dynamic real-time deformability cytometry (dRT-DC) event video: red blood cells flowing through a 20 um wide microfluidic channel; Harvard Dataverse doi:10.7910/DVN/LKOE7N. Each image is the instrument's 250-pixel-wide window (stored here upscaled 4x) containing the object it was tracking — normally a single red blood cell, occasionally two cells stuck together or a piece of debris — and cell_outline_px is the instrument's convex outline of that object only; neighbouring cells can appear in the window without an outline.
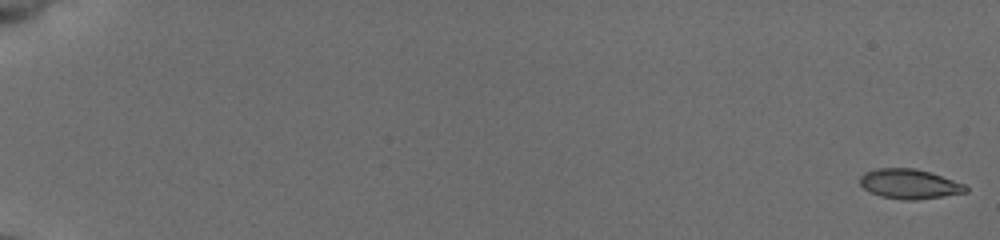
{"species": "common noctule bat (a hibernating species)", "species_latin": "Nyctalus noctula", "temperature_condition": "cold", "stored_images_in_passage": 55, "camera_frame_rate_fps": 3000, "um_per_image_px": 0.085, "animal": {"sex": "female", "body_mass_g": 19.5, "forearm_length_mm": 54.1}, "frame": {"image": 1, "passage_image": 1, "time_ms": 0.0, "image_size_px": [1000, 240], "cell_outline_px": [[968, 192], [916, 200], [900, 200], [880, 196], [868, 192], [860, 184], [860, 176], [864, 172], [876, 168], [916, 168], [964, 184], [968, 188]], "centroid_in_image_um": [77.25, 15.64], "position_along_channel_um": 7.8, "area_um2": 18.32}}
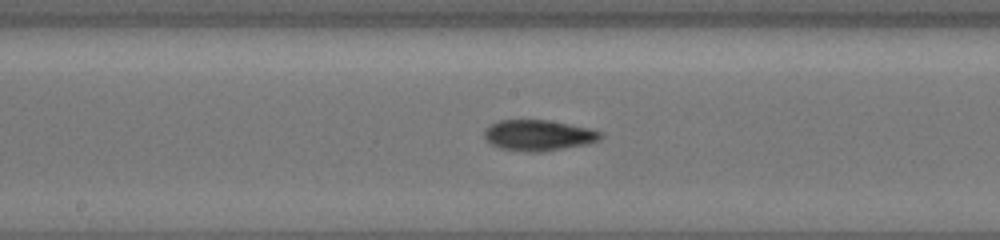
{"frame": {"image": 2, "passage_image": 32, "time_ms": 10.333, "image_size_px": [1000, 240], "cell_outline_px": [[604, 136], [600, 140], [588, 144], [540, 152], [528, 152], [500, 148], [484, 140], [484, 128], [488, 124], [500, 120], [548, 120], [592, 128], [604, 132]], "centroid_in_image_um": [45.79, 11.49], "position_along_channel_um": 202.4, "area_um2": 21.27}}
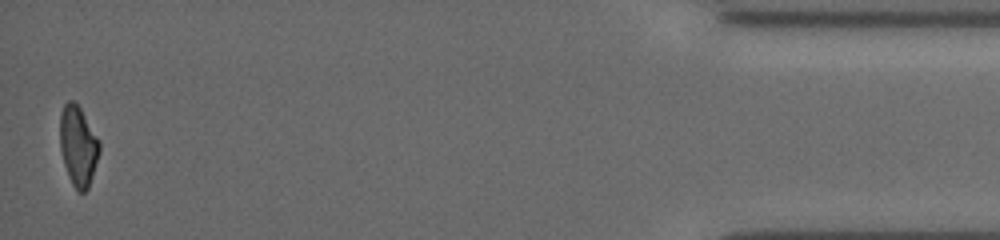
{"frame": {"image": 3, "passage_image": 55, "time_ms": 18.0, "image_size_px": [1000, 240], "cell_outline_px": [[100, 152], [88, 188], [84, 192], [76, 192], [68, 176], [64, 164], [60, 148], [60, 112], [64, 104], [68, 100], [72, 100], [80, 108], [100, 140]], "centroid_in_image_um": [6.64, 12.41], "position_along_channel_um": 428.6, "area_um2": 18.5}, "authors_computed_cell_mechanics": {"area_um2": 19.4208, "velocity_mm_per_s": 3.8946, "shape_relaxation_time_tau1_ms": 6.2727, "shape_relaxation_time_tau2_ms": 3.8999, "deformation_change_tau1": 0.1743, "deformation_change_tau2": 0.0923}}